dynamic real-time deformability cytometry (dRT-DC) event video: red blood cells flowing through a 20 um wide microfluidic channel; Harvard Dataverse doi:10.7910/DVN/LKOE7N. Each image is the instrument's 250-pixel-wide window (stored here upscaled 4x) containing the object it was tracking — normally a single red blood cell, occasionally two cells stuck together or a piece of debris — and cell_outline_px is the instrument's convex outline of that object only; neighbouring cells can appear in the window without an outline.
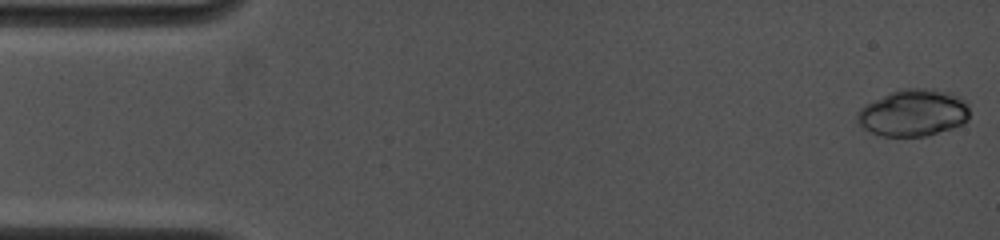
{"species": "common noctule bat (a hibernating species)", "species_latin": "Nyctalus noctula", "temperature_condition": "cold", "stored_images_in_passage": 19, "camera_frame_rate_fps": 4500, "um_per_image_px": 0.085, "animal": {"sex": "female", "body_mass_g": 19.0, "forearm_length_mm": 53.3}, "frame": {"image": 1, "passage_image": 1, "time_ms": 0.0, "image_size_px": [1000, 240], "cell_outline_px": [[968, 120], [952, 128], [924, 136], [880, 136], [864, 128], [856, 120], [856, 116], [860, 108], [864, 104], [892, 92], [904, 88], [932, 88], [948, 92], [960, 96], [968, 104]], "centroid_in_image_um": [77.63, 9.58], "position_along_channel_um": 7.4, "area_um2": 30.63}}